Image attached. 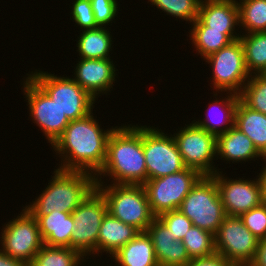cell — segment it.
Listing matches in <instances>:
<instances>
[{
    "label": "cell",
    "mask_w": 266,
    "mask_h": 266,
    "mask_svg": "<svg viewBox=\"0 0 266 266\" xmlns=\"http://www.w3.org/2000/svg\"><path fill=\"white\" fill-rule=\"evenodd\" d=\"M86 261L78 250L44 244L29 266H82Z\"/></svg>",
    "instance_id": "cell-27"
},
{
    "label": "cell",
    "mask_w": 266,
    "mask_h": 266,
    "mask_svg": "<svg viewBox=\"0 0 266 266\" xmlns=\"http://www.w3.org/2000/svg\"><path fill=\"white\" fill-rule=\"evenodd\" d=\"M240 40L249 74H263L266 70V32L242 34Z\"/></svg>",
    "instance_id": "cell-28"
},
{
    "label": "cell",
    "mask_w": 266,
    "mask_h": 266,
    "mask_svg": "<svg viewBox=\"0 0 266 266\" xmlns=\"http://www.w3.org/2000/svg\"><path fill=\"white\" fill-rule=\"evenodd\" d=\"M233 266H249V265H233Z\"/></svg>",
    "instance_id": "cell-41"
},
{
    "label": "cell",
    "mask_w": 266,
    "mask_h": 266,
    "mask_svg": "<svg viewBox=\"0 0 266 266\" xmlns=\"http://www.w3.org/2000/svg\"><path fill=\"white\" fill-rule=\"evenodd\" d=\"M240 218L255 237L259 240L266 238V203L262 202L259 206L243 213Z\"/></svg>",
    "instance_id": "cell-34"
},
{
    "label": "cell",
    "mask_w": 266,
    "mask_h": 266,
    "mask_svg": "<svg viewBox=\"0 0 266 266\" xmlns=\"http://www.w3.org/2000/svg\"><path fill=\"white\" fill-rule=\"evenodd\" d=\"M224 176L223 171H219L211 177L216 182L226 215L240 217L263 202L258 176L253 180Z\"/></svg>",
    "instance_id": "cell-15"
},
{
    "label": "cell",
    "mask_w": 266,
    "mask_h": 266,
    "mask_svg": "<svg viewBox=\"0 0 266 266\" xmlns=\"http://www.w3.org/2000/svg\"><path fill=\"white\" fill-rule=\"evenodd\" d=\"M109 28V29H108ZM83 30L77 37V52L81 59H109L113 50L110 27Z\"/></svg>",
    "instance_id": "cell-25"
},
{
    "label": "cell",
    "mask_w": 266,
    "mask_h": 266,
    "mask_svg": "<svg viewBox=\"0 0 266 266\" xmlns=\"http://www.w3.org/2000/svg\"><path fill=\"white\" fill-rule=\"evenodd\" d=\"M201 177L197 170L186 167L179 172L147 180L142 186L152 213L158 217L163 212L178 210L186 195Z\"/></svg>",
    "instance_id": "cell-11"
},
{
    "label": "cell",
    "mask_w": 266,
    "mask_h": 266,
    "mask_svg": "<svg viewBox=\"0 0 266 266\" xmlns=\"http://www.w3.org/2000/svg\"><path fill=\"white\" fill-rule=\"evenodd\" d=\"M178 129L172 136L187 168L197 170L202 176H212L221 171L214 164V160H217L215 135L198 127L193 121Z\"/></svg>",
    "instance_id": "cell-8"
},
{
    "label": "cell",
    "mask_w": 266,
    "mask_h": 266,
    "mask_svg": "<svg viewBox=\"0 0 266 266\" xmlns=\"http://www.w3.org/2000/svg\"><path fill=\"white\" fill-rule=\"evenodd\" d=\"M3 226L0 233V249L8 256L21 260L29 266L44 246L37 220L22 206L20 214Z\"/></svg>",
    "instance_id": "cell-9"
},
{
    "label": "cell",
    "mask_w": 266,
    "mask_h": 266,
    "mask_svg": "<svg viewBox=\"0 0 266 266\" xmlns=\"http://www.w3.org/2000/svg\"><path fill=\"white\" fill-rule=\"evenodd\" d=\"M146 232L152 240L159 266H185L191 260L183 242L174 240L169 228L158 217Z\"/></svg>",
    "instance_id": "cell-18"
},
{
    "label": "cell",
    "mask_w": 266,
    "mask_h": 266,
    "mask_svg": "<svg viewBox=\"0 0 266 266\" xmlns=\"http://www.w3.org/2000/svg\"><path fill=\"white\" fill-rule=\"evenodd\" d=\"M26 75L56 103L69 121L83 118L93 111L97 100L72 77L58 76L37 69Z\"/></svg>",
    "instance_id": "cell-5"
},
{
    "label": "cell",
    "mask_w": 266,
    "mask_h": 266,
    "mask_svg": "<svg viewBox=\"0 0 266 266\" xmlns=\"http://www.w3.org/2000/svg\"><path fill=\"white\" fill-rule=\"evenodd\" d=\"M107 212V202L95 188L71 213L74 230L70 237V248L78 250L87 260L91 259L88 256L97 255L99 229Z\"/></svg>",
    "instance_id": "cell-7"
},
{
    "label": "cell",
    "mask_w": 266,
    "mask_h": 266,
    "mask_svg": "<svg viewBox=\"0 0 266 266\" xmlns=\"http://www.w3.org/2000/svg\"><path fill=\"white\" fill-rule=\"evenodd\" d=\"M239 96L247 107L266 115V76L250 75Z\"/></svg>",
    "instance_id": "cell-31"
},
{
    "label": "cell",
    "mask_w": 266,
    "mask_h": 266,
    "mask_svg": "<svg viewBox=\"0 0 266 266\" xmlns=\"http://www.w3.org/2000/svg\"><path fill=\"white\" fill-rule=\"evenodd\" d=\"M155 126H143V152L147 180L160 178L186 168L172 134Z\"/></svg>",
    "instance_id": "cell-12"
},
{
    "label": "cell",
    "mask_w": 266,
    "mask_h": 266,
    "mask_svg": "<svg viewBox=\"0 0 266 266\" xmlns=\"http://www.w3.org/2000/svg\"><path fill=\"white\" fill-rule=\"evenodd\" d=\"M143 185L147 170L143 152V125L115 126L107 141L106 159L96 183ZM103 178V179H102Z\"/></svg>",
    "instance_id": "cell-2"
},
{
    "label": "cell",
    "mask_w": 266,
    "mask_h": 266,
    "mask_svg": "<svg viewBox=\"0 0 266 266\" xmlns=\"http://www.w3.org/2000/svg\"><path fill=\"white\" fill-rule=\"evenodd\" d=\"M96 183L107 202L108 213L140 232L146 231L156 216L152 213L142 185Z\"/></svg>",
    "instance_id": "cell-4"
},
{
    "label": "cell",
    "mask_w": 266,
    "mask_h": 266,
    "mask_svg": "<svg viewBox=\"0 0 266 266\" xmlns=\"http://www.w3.org/2000/svg\"><path fill=\"white\" fill-rule=\"evenodd\" d=\"M198 19L209 30L222 31L231 41L242 35L236 29L239 26L237 0H201Z\"/></svg>",
    "instance_id": "cell-17"
},
{
    "label": "cell",
    "mask_w": 266,
    "mask_h": 266,
    "mask_svg": "<svg viewBox=\"0 0 266 266\" xmlns=\"http://www.w3.org/2000/svg\"><path fill=\"white\" fill-rule=\"evenodd\" d=\"M139 230L134 226L127 225L110 213L104 216L97 239V255L106 252L107 256H113L121 247L134 239Z\"/></svg>",
    "instance_id": "cell-21"
},
{
    "label": "cell",
    "mask_w": 266,
    "mask_h": 266,
    "mask_svg": "<svg viewBox=\"0 0 266 266\" xmlns=\"http://www.w3.org/2000/svg\"><path fill=\"white\" fill-rule=\"evenodd\" d=\"M21 91L27 100L29 118L39 127L47 143L53 145L70 123L56 103L28 76L23 77Z\"/></svg>",
    "instance_id": "cell-13"
},
{
    "label": "cell",
    "mask_w": 266,
    "mask_h": 266,
    "mask_svg": "<svg viewBox=\"0 0 266 266\" xmlns=\"http://www.w3.org/2000/svg\"><path fill=\"white\" fill-rule=\"evenodd\" d=\"M234 126L248 136L257 150L266 156V115L250 109L239 99Z\"/></svg>",
    "instance_id": "cell-24"
},
{
    "label": "cell",
    "mask_w": 266,
    "mask_h": 266,
    "mask_svg": "<svg viewBox=\"0 0 266 266\" xmlns=\"http://www.w3.org/2000/svg\"><path fill=\"white\" fill-rule=\"evenodd\" d=\"M110 258L117 266H159L152 240L146 231L139 232Z\"/></svg>",
    "instance_id": "cell-23"
},
{
    "label": "cell",
    "mask_w": 266,
    "mask_h": 266,
    "mask_svg": "<svg viewBox=\"0 0 266 266\" xmlns=\"http://www.w3.org/2000/svg\"><path fill=\"white\" fill-rule=\"evenodd\" d=\"M71 6L72 21L75 22L80 31L95 29L99 27L95 21L90 0H75Z\"/></svg>",
    "instance_id": "cell-35"
},
{
    "label": "cell",
    "mask_w": 266,
    "mask_h": 266,
    "mask_svg": "<svg viewBox=\"0 0 266 266\" xmlns=\"http://www.w3.org/2000/svg\"><path fill=\"white\" fill-rule=\"evenodd\" d=\"M154 7L172 17L190 23L198 18L201 0H148Z\"/></svg>",
    "instance_id": "cell-32"
},
{
    "label": "cell",
    "mask_w": 266,
    "mask_h": 266,
    "mask_svg": "<svg viewBox=\"0 0 266 266\" xmlns=\"http://www.w3.org/2000/svg\"><path fill=\"white\" fill-rule=\"evenodd\" d=\"M53 176L35 200L24 206L33 216L60 211L72 213L95 188V176L84 171L54 169Z\"/></svg>",
    "instance_id": "cell-3"
},
{
    "label": "cell",
    "mask_w": 266,
    "mask_h": 266,
    "mask_svg": "<svg viewBox=\"0 0 266 266\" xmlns=\"http://www.w3.org/2000/svg\"><path fill=\"white\" fill-rule=\"evenodd\" d=\"M185 266H233L224 256L215 253L212 256L191 259Z\"/></svg>",
    "instance_id": "cell-37"
},
{
    "label": "cell",
    "mask_w": 266,
    "mask_h": 266,
    "mask_svg": "<svg viewBox=\"0 0 266 266\" xmlns=\"http://www.w3.org/2000/svg\"><path fill=\"white\" fill-rule=\"evenodd\" d=\"M158 218L169 228L174 240L182 241L186 232L193 226L191 220L179 210L163 212Z\"/></svg>",
    "instance_id": "cell-33"
},
{
    "label": "cell",
    "mask_w": 266,
    "mask_h": 266,
    "mask_svg": "<svg viewBox=\"0 0 266 266\" xmlns=\"http://www.w3.org/2000/svg\"><path fill=\"white\" fill-rule=\"evenodd\" d=\"M263 165L260 173L257 175L261 184L262 201L266 203V156L263 158Z\"/></svg>",
    "instance_id": "cell-40"
},
{
    "label": "cell",
    "mask_w": 266,
    "mask_h": 266,
    "mask_svg": "<svg viewBox=\"0 0 266 266\" xmlns=\"http://www.w3.org/2000/svg\"><path fill=\"white\" fill-rule=\"evenodd\" d=\"M216 153L217 160L219 158L226 164L244 163L264 158L251 139L235 126L217 136Z\"/></svg>",
    "instance_id": "cell-20"
},
{
    "label": "cell",
    "mask_w": 266,
    "mask_h": 266,
    "mask_svg": "<svg viewBox=\"0 0 266 266\" xmlns=\"http://www.w3.org/2000/svg\"><path fill=\"white\" fill-rule=\"evenodd\" d=\"M212 68L211 85L214 92H233L240 94L249 79L245 63L244 48L239 39L204 59Z\"/></svg>",
    "instance_id": "cell-10"
},
{
    "label": "cell",
    "mask_w": 266,
    "mask_h": 266,
    "mask_svg": "<svg viewBox=\"0 0 266 266\" xmlns=\"http://www.w3.org/2000/svg\"><path fill=\"white\" fill-rule=\"evenodd\" d=\"M218 93L220 92L213 91V96L215 97V100L212 103H210L209 107H207L208 109H206V111H208V114L205 116L206 119L204 118L202 120L201 118L197 119L198 121L193 120V122L198 127L205 129L208 133H211L216 137L220 134L226 133L229 129H231L234 126L235 111L238 101L240 99V96L233 92H226V93L223 92L226 95V97L224 96V94H222V96L220 94L219 96L221 98L219 99L217 98Z\"/></svg>",
    "instance_id": "cell-19"
},
{
    "label": "cell",
    "mask_w": 266,
    "mask_h": 266,
    "mask_svg": "<svg viewBox=\"0 0 266 266\" xmlns=\"http://www.w3.org/2000/svg\"><path fill=\"white\" fill-rule=\"evenodd\" d=\"M39 224L40 234L45 245L70 247V237L74 230L71 213L53 211L44 216H34Z\"/></svg>",
    "instance_id": "cell-22"
},
{
    "label": "cell",
    "mask_w": 266,
    "mask_h": 266,
    "mask_svg": "<svg viewBox=\"0 0 266 266\" xmlns=\"http://www.w3.org/2000/svg\"><path fill=\"white\" fill-rule=\"evenodd\" d=\"M93 113L70 121L52 145L56 157L61 159L57 168L84 171L94 176L101 170L106 159L107 141L115 127L101 128Z\"/></svg>",
    "instance_id": "cell-1"
},
{
    "label": "cell",
    "mask_w": 266,
    "mask_h": 266,
    "mask_svg": "<svg viewBox=\"0 0 266 266\" xmlns=\"http://www.w3.org/2000/svg\"><path fill=\"white\" fill-rule=\"evenodd\" d=\"M215 238L216 253L233 265H249L256 255L259 239L255 237L237 216H226Z\"/></svg>",
    "instance_id": "cell-14"
},
{
    "label": "cell",
    "mask_w": 266,
    "mask_h": 266,
    "mask_svg": "<svg viewBox=\"0 0 266 266\" xmlns=\"http://www.w3.org/2000/svg\"><path fill=\"white\" fill-rule=\"evenodd\" d=\"M0 266H28L21 260L14 259L8 256L0 249Z\"/></svg>",
    "instance_id": "cell-39"
},
{
    "label": "cell",
    "mask_w": 266,
    "mask_h": 266,
    "mask_svg": "<svg viewBox=\"0 0 266 266\" xmlns=\"http://www.w3.org/2000/svg\"><path fill=\"white\" fill-rule=\"evenodd\" d=\"M178 210L193 226L216 234L227 216L215 180L202 176L186 195Z\"/></svg>",
    "instance_id": "cell-6"
},
{
    "label": "cell",
    "mask_w": 266,
    "mask_h": 266,
    "mask_svg": "<svg viewBox=\"0 0 266 266\" xmlns=\"http://www.w3.org/2000/svg\"><path fill=\"white\" fill-rule=\"evenodd\" d=\"M237 5L239 9L238 28L241 27L239 33L266 32V0H239Z\"/></svg>",
    "instance_id": "cell-29"
},
{
    "label": "cell",
    "mask_w": 266,
    "mask_h": 266,
    "mask_svg": "<svg viewBox=\"0 0 266 266\" xmlns=\"http://www.w3.org/2000/svg\"><path fill=\"white\" fill-rule=\"evenodd\" d=\"M190 259L212 256L215 251V238L211 232L192 226L182 240Z\"/></svg>",
    "instance_id": "cell-30"
},
{
    "label": "cell",
    "mask_w": 266,
    "mask_h": 266,
    "mask_svg": "<svg viewBox=\"0 0 266 266\" xmlns=\"http://www.w3.org/2000/svg\"><path fill=\"white\" fill-rule=\"evenodd\" d=\"M77 62L73 79L96 100L101 95H110L118 78L116 77L118 69L113 59L79 58Z\"/></svg>",
    "instance_id": "cell-16"
},
{
    "label": "cell",
    "mask_w": 266,
    "mask_h": 266,
    "mask_svg": "<svg viewBox=\"0 0 266 266\" xmlns=\"http://www.w3.org/2000/svg\"><path fill=\"white\" fill-rule=\"evenodd\" d=\"M189 28V40L203 60L232 42L222 31L209 30L198 18Z\"/></svg>",
    "instance_id": "cell-26"
},
{
    "label": "cell",
    "mask_w": 266,
    "mask_h": 266,
    "mask_svg": "<svg viewBox=\"0 0 266 266\" xmlns=\"http://www.w3.org/2000/svg\"><path fill=\"white\" fill-rule=\"evenodd\" d=\"M249 266H266V238L258 241L256 255Z\"/></svg>",
    "instance_id": "cell-38"
},
{
    "label": "cell",
    "mask_w": 266,
    "mask_h": 266,
    "mask_svg": "<svg viewBox=\"0 0 266 266\" xmlns=\"http://www.w3.org/2000/svg\"><path fill=\"white\" fill-rule=\"evenodd\" d=\"M94 18L99 27H106L115 17H118L119 4L117 0H90Z\"/></svg>",
    "instance_id": "cell-36"
}]
</instances>
